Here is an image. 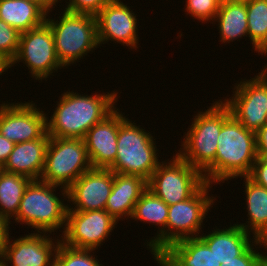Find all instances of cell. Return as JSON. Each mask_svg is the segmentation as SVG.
<instances>
[{"instance_id":"obj_1","label":"cell","mask_w":267,"mask_h":266,"mask_svg":"<svg viewBox=\"0 0 267 266\" xmlns=\"http://www.w3.org/2000/svg\"><path fill=\"white\" fill-rule=\"evenodd\" d=\"M116 90L111 93H94L83 95L66 91L47 117V133L50 137L84 138L87 131L96 123L101 122L116 107L118 100Z\"/></svg>"},{"instance_id":"obj_2","label":"cell","mask_w":267,"mask_h":266,"mask_svg":"<svg viewBox=\"0 0 267 266\" xmlns=\"http://www.w3.org/2000/svg\"><path fill=\"white\" fill-rule=\"evenodd\" d=\"M207 108L204 112L198 111L193 116L178 154L193 168L200 171L206 182L214 184L218 136L223 123L231 116V112L222 99Z\"/></svg>"},{"instance_id":"obj_3","label":"cell","mask_w":267,"mask_h":266,"mask_svg":"<svg viewBox=\"0 0 267 266\" xmlns=\"http://www.w3.org/2000/svg\"><path fill=\"white\" fill-rule=\"evenodd\" d=\"M256 134L232 115L223 123L215 156V183L248 176L256 161Z\"/></svg>"},{"instance_id":"obj_4","label":"cell","mask_w":267,"mask_h":266,"mask_svg":"<svg viewBox=\"0 0 267 266\" xmlns=\"http://www.w3.org/2000/svg\"><path fill=\"white\" fill-rule=\"evenodd\" d=\"M57 187L62 189L61 193H63L60 195L64 199H59L54 193ZM66 198L67 189L40 179L31 180L23 193L14 220L16 223L27 224L28 227L35 229L33 232L37 231V233L52 234L61 227L65 230L68 204L63 202L67 200Z\"/></svg>"},{"instance_id":"obj_5","label":"cell","mask_w":267,"mask_h":266,"mask_svg":"<svg viewBox=\"0 0 267 266\" xmlns=\"http://www.w3.org/2000/svg\"><path fill=\"white\" fill-rule=\"evenodd\" d=\"M132 122L119 110L117 154L108 169L114 173L138 175L148 181L160 163L159 150L150 132Z\"/></svg>"},{"instance_id":"obj_6","label":"cell","mask_w":267,"mask_h":266,"mask_svg":"<svg viewBox=\"0 0 267 266\" xmlns=\"http://www.w3.org/2000/svg\"><path fill=\"white\" fill-rule=\"evenodd\" d=\"M58 15L62 16L55 21L47 14L45 22L52 30L57 57L67 67L76 64L99 46L97 20L95 15L66 10Z\"/></svg>"},{"instance_id":"obj_7","label":"cell","mask_w":267,"mask_h":266,"mask_svg":"<svg viewBox=\"0 0 267 266\" xmlns=\"http://www.w3.org/2000/svg\"><path fill=\"white\" fill-rule=\"evenodd\" d=\"M91 168L82 138L50 137L40 180L68 189Z\"/></svg>"},{"instance_id":"obj_8","label":"cell","mask_w":267,"mask_h":266,"mask_svg":"<svg viewBox=\"0 0 267 266\" xmlns=\"http://www.w3.org/2000/svg\"><path fill=\"white\" fill-rule=\"evenodd\" d=\"M164 160L147 181V188L168 206L190 198L206 181L203 174L176 152Z\"/></svg>"},{"instance_id":"obj_9","label":"cell","mask_w":267,"mask_h":266,"mask_svg":"<svg viewBox=\"0 0 267 266\" xmlns=\"http://www.w3.org/2000/svg\"><path fill=\"white\" fill-rule=\"evenodd\" d=\"M22 61L31 77L41 82L54 76L52 73L58 69L65 68L57 57L53 33L46 22L20 34L18 50L9 68Z\"/></svg>"},{"instance_id":"obj_10","label":"cell","mask_w":267,"mask_h":266,"mask_svg":"<svg viewBox=\"0 0 267 266\" xmlns=\"http://www.w3.org/2000/svg\"><path fill=\"white\" fill-rule=\"evenodd\" d=\"M235 85L231 99L223 101L237 121L256 133L267 123V64L257 76Z\"/></svg>"},{"instance_id":"obj_11","label":"cell","mask_w":267,"mask_h":266,"mask_svg":"<svg viewBox=\"0 0 267 266\" xmlns=\"http://www.w3.org/2000/svg\"><path fill=\"white\" fill-rule=\"evenodd\" d=\"M210 188L212 185L205 182L190 198L168 206L166 248L179 240L198 237L202 232L203 220L216 200L208 196Z\"/></svg>"},{"instance_id":"obj_12","label":"cell","mask_w":267,"mask_h":266,"mask_svg":"<svg viewBox=\"0 0 267 266\" xmlns=\"http://www.w3.org/2000/svg\"><path fill=\"white\" fill-rule=\"evenodd\" d=\"M118 224L106 210H67L61 242L76 249L97 250Z\"/></svg>"},{"instance_id":"obj_13","label":"cell","mask_w":267,"mask_h":266,"mask_svg":"<svg viewBox=\"0 0 267 266\" xmlns=\"http://www.w3.org/2000/svg\"><path fill=\"white\" fill-rule=\"evenodd\" d=\"M24 102L0 104V133L15 144L42 138L47 133V114L33 101Z\"/></svg>"},{"instance_id":"obj_14","label":"cell","mask_w":267,"mask_h":266,"mask_svg":"<svg viewBox=\"0 0 267 266\" xmlns=\"http://www.w3.org/2000/svg\"><path fill=\"white\" fill-rule=\"evenodd\" d=\"M136 17L123 1L110 0L96 15L99 46L111 40L137 50L139 36Z\"/></svg>"},{"instance_id":"obj_15","label":"cell","mask_w":267,"mask_h":266,"mask_svg":"<svg viewBox=\"0 0 267 266\" xmlns=\"http://www.w3.org/2000/svg\"><path fill=\"white\" fill-rule=\"evenodd\" d=\"M50 235L33 232L13 239V242L10 241V236L1 256L6 266L9 263H12L11 266H54L61 238L58 236L56 241V237H49Z\"/></svg>"},{"instance_id":"obj_16","label":"cell","mask_w":267,"mask_h":266,"mask_svg":"<svg viewBox=\"0 0 267 266\" xmlns=\"http://www.w3.org/2000/svg\"><path fill=\"white\" fill-rule=\"evenodd\" d=\"M113 182L114 172L110 169L91 168L86 171L67 189V202L71 201L75 206L68 205L67 210H105Z\"/></svg>"},{"instance_id":"obj_17","label":"cell","mask_w":267,"mask_h":266,"mask_svg":"<svg viewBox=\"0 0 267 266\" xmlns=\"http://www.w3.org/2000/svg\"><path fill=\"white\" fill-rule=\"evenodd\" d=\"M118 132V108H115L101 122L96 123L87 131L83 140L92 168L108 169L114 163L117 154Z\"/></svg>"},{"instance_id":"obj_18","label":"cell","mask_w":267,"mask_h":266,"mask_svg":"<svg viewBox=\"0 0 267 266\" xmlns=\"http://www.w3.org/2000/svg\"><path fill=\"white\" fill-rule=\"evenodd\" d=\"M49 140L50 136L46 133L42 138L16 143L2 170L39 180L44 170Z\"/></svg>"},{"instance_id":"obj_19","label":"cell","mask_w":267,"mask_h":266,"mask_svg":"<svg viewBox=\"0 0 267 266\" xmlns=\"http://www.w3.org/2000/svg\"><path fill=\"white\" fill-rule=\"evenodd\" d=\"M153 259L159 266H221L214 253L199 237L172 243Z\"/></svg>"},{"instance_id":"obj_20","label":"cell","mask_w":267,"mask_h":266,"mask_svg":"<svg viewBox=\"0 0 267 266\" xmlns=\"http://www.w3.org/2000/svg\"><path fill=\"white\" fill-rule=\"evenodd\" d=\"M147 189V180L138 175L114 173V182L105 210L115 219L131 218L134 206ZM125 217V218H124Z\"/></svg>"},{"instance_id":"obj_21","label":"cell","mask_w":267,"mask_h":266,"mask_svg":"<svg viewBox=\"0 0 267 266\" xmlns=\"http://www.w3.org/2000/svg\"><path fill=\"white\" fill-rule=\"evenodd\" d=\"M167 217L168 205L147 188L135 204L131 219L152 223L154 226L159 225L158 228L161 226L157 235L146 242L147 248L151 249L150 252L155 258L166 249Z\"/></svg>"},{"instance_id":"obj_22","label":"cell","mask_w":267,"mask_h":266,"mask_svg":"<svg viewBox=\"0 0 267 266\" xmlns=\"http://www.w3.org/2000/svg\"><path fill=\"white\" fill-rule=\"evenodd\" d=\"M211 231L210 234H201L198 237L209 247L221 264L242 255L257 240L251 239L252 234L247 233L235 223L230 224L228 228H216Z\"/></svg>"},{"instance_id":"obj_23","label":"cell","mask_w":267,"mask_h":266,"mask_svg":"<svg viewBox=\"0 0 267 266\" xmlns=\"http://www.w3.org/2000/svg\"><path fill=\"white\" fill-rule=\"evenodd\" d=\"M244 178L248 223L237 225L247 233H252L253 238L267 242V188L252 181L248 176Z\"/></svg>"},{"instance_id":"obj_24","label":"cell","mask_w":267,"mask_h":266,"mask_svg":"<svg viewBox=\"0 0 267 266\" xmlns=\"http://www.w3.org/2000/svg\"><path fill=\"white\" fill-rule=\"evenodd\" d=\"M46 13L28 0H0V19L20 33L42 25Z\"/></svg>"},{"instance_id":"obj_25","label":"cell","mask_w":267,"mask_h":266,"mask_svg":"<svg viewBox=\"0 0 267 266\" xmlns=\"http://www.w3.org/2000/svg\"><path fill=\"white\" fill-rule=\"evenodd\" d=\"M213 22H218L220 42L223 44L240 40L245 35L248 37L247 0L220 5Z\"/></svg>"},{"instance_id":"obj_26","label":"cell","mask_w":267,"mask_h":266,"mask_svg":"<svg viewBox=\"0 0 267 266\" xmlns=\"http://www.w3.org/2000/svg\"><path fill=\"white\" fill-rule=\"evenodd\" d=\"M30 181V178L21 174L3 170L0 172V214L9 221L17 215L23 193Z\"/></svg>"},{"instance_id":"obj_27","label":"cell","mask_w":267,"mask_h":266,"mask_svg":"<svg viewBox=\"0 0 267 266\" xmlns=\"http://www.w3.org/2000/svg\"><path fill=\"white\" fill-rule=\"evenodd\" d=\"M248 37L254 51L267 55V0H247Z\"/></svg>"},{"instance_id":"obj_28","label":"cell","mask_w":267,"mask_h":266,"mask_svg":"<svg viewBox=\"0 0 267 266\" xmlns=\"http://www.w3.org/2000/svg\"><path fill=\"white\" fill-rule=\"evenodd\" d=\"M93 251L68 247L60 242L56 251L54 266H103L95 255H91L95 253Z\"/></svg>"},{"instance_id":"obj_29","label":"cell","mask_w":267,"mask_h":266,"mask_svg":"<svg viewBox=\"0 0 267 266\" xmlns=\"http://www.w3.org/2000/svg\"><path fill=\"white\" fill-rule=\"evenodd\" d=\"M20 34L18 30L0 19V57L8 64L17 53Z\"/></svg>"},{"instance_id":"obj_30","label":"cell","mask_w":267,"mask_h":266,"mask_svg":"<svg viewBox=\"0 0 267 266\" xmlns=\"http://www.w3.org/2000/svg\"><path fill=\"white\" fill-rule=\"evenodd\" d=\"M257 245L259 247H256ZM254 246L267 250V242L257 239L242 255L233 258V260L222 262L221 266H267V253L258 252Z\"/></svg>"},{"instance_id":"obj_31","label":"cell","mask_w":267,"mask_h":266,"mask_svg":"<svg viewBox=\"0 0 267 266\" xmlns=\"http://www.w3.org/2000/svg\"><path fill=\"white\" fill-rule=\"evenodd\" d=\"M185 2V12L190 14L193 19L202 21V24L211 23V21L213 24V20L220 7L216 0H186Z\"/></svg>"},{"instance_id":"obj_32","label":"cell","mask_w":267,"mask_h":266,"mask_svg":"<svg viewBox=\"0 0 267 266\" xmlns=\"http://www.w3.org/2000/svg\"><path fill=\"white\" fill-rule=\"evenodd\" d=\"M110 0H69L64 10L74 13L97 15Z\"/></svg>"},{"instance_id":"obj_33","label":"cell","mask_w":267,"mask_h":266,"mask_svg":"<svg viewBox=\"0 0 267 266\" xmlns=\"http://www.w3.org/2000/svg\"><path fill=\"white\" fill-rule=\"evenodd\" d=\"M248 177L256 184L267 188V159L258 156Z\"/></svg>"},{"instance_id":"obj_34","label":"cell","mask_w":267,"mask_h":266,"mask_svg":"<svg viewBox=\"0 0 267 266\" xmlns=\"http://www.w3.org/2000/svg\"><path fill=\"white\" fill-rule=\"evenodd\" d=\"M256 149L257 155L261 157L267 156V123L261 127L256 133Z\"/></svg>"},{"instance_id":"obj_35","label":"cell","mask_w":267,"mask_h":266,"mask_svg":"<svg viewBox=\"0 0 267 266\" xmlns=\"http://www.w3.org/2000/svg\"><path fill=\"white\" fill-rule=\"evenodd\" d=\"M11 221H9L5 216L0 214V256H2L5 245L7 244L9 238V225Z\"/></svg>"},{"instance_id":"obj_36","label":"cell","mask_w":267,"mask_h":266,"mask_svg":"<svg viewBox=\"0 0 267 266\" xmlns=\"http://www.w3.org/2000/svg\"><path fill=\"white\" fill-rule=\"evenodd\" d=\"M15 143L0 133V164L3 166L14 149Z\"/></svg>"},{"instance_id":"obj_37","label":"cell","mask_w":267,"mask_h":266,"mask_svg":"<svg viewBox=\"0 0 267 266\" xmlns=\"http://www.w3.org/2000/svg\"><path fill=\"white\" fill-rule=\"evenodd\" d=\"M29 2H32L36 5H38L46 14H49V12L52 11V8L54 9L55 6L61 0H28Z\"/></svg>"},{"instance_id":"obj_38","label":"cell","mask_w":267,"mask_h":266,"mask_svg":"<svg viewBox=\"0 0 267 266\" xmlns=\"http://www.w3.org/2000/svg\"><path fill=\"white\" fill-rule=\"evenodd\" d=\"M7 69H9V64L0 57V75L6 71L8 72Z\"/></svg>"},{"instance_id":"obj_39","label":"cell","mask_w":267,"mask_h":266,"mask_svg":"<svg viewBox=\"0 0 267 266\" xmlns=\"http://www.w3.org/2000/svg\"><path fill=\"white\" fill-rule=\"evenodd\" d=\"M220 5L225 4V3H230V2H238L242 0H216Z\"/></svg>"},{"instance_id":"obj_40","label":"cell","mask_w":267,"mask_h":266,"mask_svg":"<svg viewBox=\"0 0 267 266\" xmlns=\"http://www.w3.org/2000/svg\"><path fill=\"white\" fill-rule=\"evenodd\" d=\"M0 266H6L5 260L0 256Z\"/></svg>"}]
</instances>
